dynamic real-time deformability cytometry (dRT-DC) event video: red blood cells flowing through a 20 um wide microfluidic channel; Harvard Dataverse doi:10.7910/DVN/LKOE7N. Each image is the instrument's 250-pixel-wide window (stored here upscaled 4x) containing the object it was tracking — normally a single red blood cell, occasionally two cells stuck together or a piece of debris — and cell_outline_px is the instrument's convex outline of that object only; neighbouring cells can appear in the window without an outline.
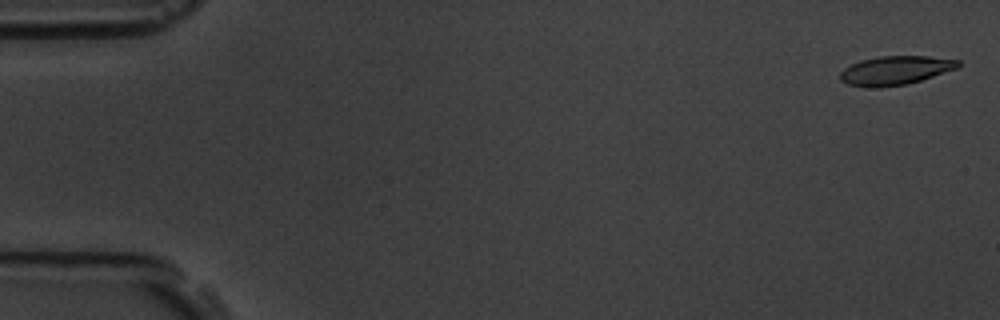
{"species": "common noctule bat (a hibernating species)", "species_latin": "Nyctalus noctula", "temperature_condition": "room temperature", "stored_images_in_passage": 5, "camera_frame_rate_fps": 3000, "um_per_image_px": 0.085, "animal": {"sex": "male", "body_mass_g": 19.5, "forearm_length_mm": 54.6}, "frame": {"image": 1, "passage_image": 1, "time_ms": 0.0, "image_size_px": [1000, 320], "cell_outline_px": [[960, 64], [956, 68], [908, 84], [880, 88], [864, 88], [848, 84], [840, 80], [840, 72], [844, 68], [860, 60], [880, 56], [928, 56], [960, 60]], "centroid_in_image_um": [76.05, 5.99], "position_along_channel_um": 9.0, "area_um2": 19.88}}
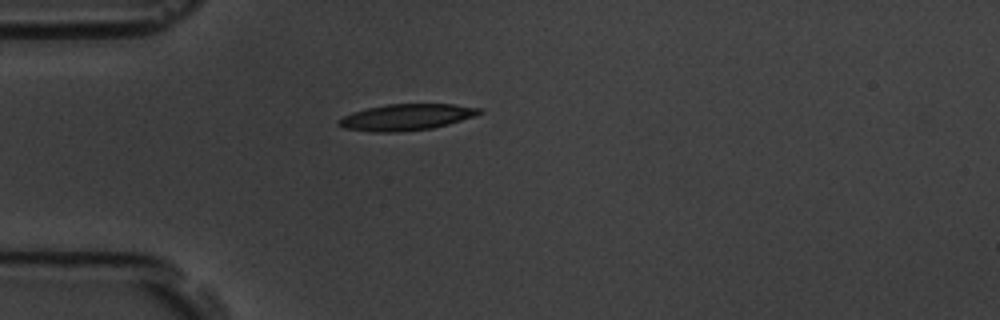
{"frame": {"image": 2, "passage_image": 5, "time_ms": 4.667, "image_size_px": [1000, 320], "cell_outline_px": [[484, 112], [476, 116], [448, 124], [432, 128], [400, 132], [372, 132], [344, 128], [336, 124], [336, 120], [352, 112], [368, 108], [388, 104], [456, 104], [480, 108]], "centroid_in_image_um": [34.54, 9.96], "position_along_channel_um": 50.5, "area_um2": 21.68}}